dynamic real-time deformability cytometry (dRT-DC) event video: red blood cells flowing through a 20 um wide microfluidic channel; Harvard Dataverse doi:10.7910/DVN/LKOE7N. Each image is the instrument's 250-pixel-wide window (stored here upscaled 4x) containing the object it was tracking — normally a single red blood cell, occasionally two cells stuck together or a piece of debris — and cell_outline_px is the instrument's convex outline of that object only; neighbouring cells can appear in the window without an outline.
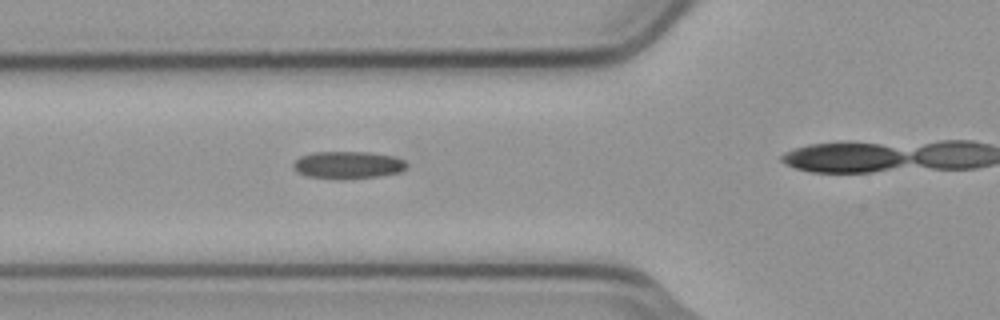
{"species": "common noctule bat (a hibernating species)", "species_latin": "Nyctalus noctula", "temperature_condition": "cold", "stored_images_in_passage": 3, "camera_frame_rate_fps": 3000, "um_per_image_px": 0.085, "animal": {"sex": "male", "body_mass_g": 23.1, "forearm_length_mm": 52.7}, "frame": {"image": 1, "passage_image": 2, "time_ms": 0.333, "image_size_px": [1000, 320], "cell_outline_px": [[408, 164], [400, 172], [380, 176], [340, 180], [308, 176], [296, 172], [292, 168], [292, 164], [300, 156], [312, 152], [368, 152], [392, 156], [404, 160]], "centroid_in_image_um": [29.53, 14.03], "position_along_channel_um": 96.3, "area_um2": 18.26}}